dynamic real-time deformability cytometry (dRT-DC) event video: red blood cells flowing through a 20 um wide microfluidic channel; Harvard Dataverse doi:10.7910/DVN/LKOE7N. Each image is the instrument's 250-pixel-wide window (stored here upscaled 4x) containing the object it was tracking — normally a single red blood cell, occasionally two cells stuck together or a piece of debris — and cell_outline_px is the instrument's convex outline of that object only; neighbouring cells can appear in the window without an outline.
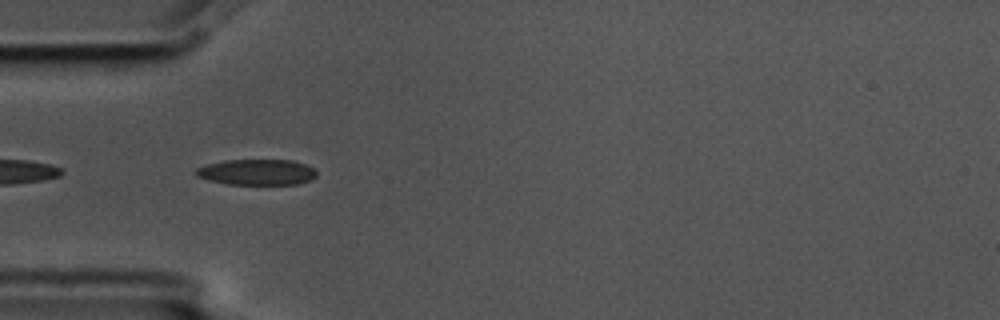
{"species": "common noctule bat (a hibernating species)", "species_latin": "Nyctalus noctula", "temperature_condition": "cold", "stored_images_in_passage": 6, "segment_of_instrument_passage": [2, 2], "camera_frame_rate_fps": 3000, "um_per_image_px": 0.085, "animal": {"sex": "male", "body_mass_g": 17.5, "forearm_length_mm": 52.3}, "frame": {"image": 1, "passage_image": 5, "time_ms": 1.333, "image_size_px": [1000, 320], "cell_outline_px": [[316, 176], [300, 184], [228, 184], [208, 180], [196, 176], [192, 172], [196, 168], [208, 164], [224, 160], [292, 160], [304, 164], [312, 168], [316, 172]], "centroid_in_image_um": [21.78, 14.63], "position_along_channel_um": 63.2, "area_um2": 18.09}}